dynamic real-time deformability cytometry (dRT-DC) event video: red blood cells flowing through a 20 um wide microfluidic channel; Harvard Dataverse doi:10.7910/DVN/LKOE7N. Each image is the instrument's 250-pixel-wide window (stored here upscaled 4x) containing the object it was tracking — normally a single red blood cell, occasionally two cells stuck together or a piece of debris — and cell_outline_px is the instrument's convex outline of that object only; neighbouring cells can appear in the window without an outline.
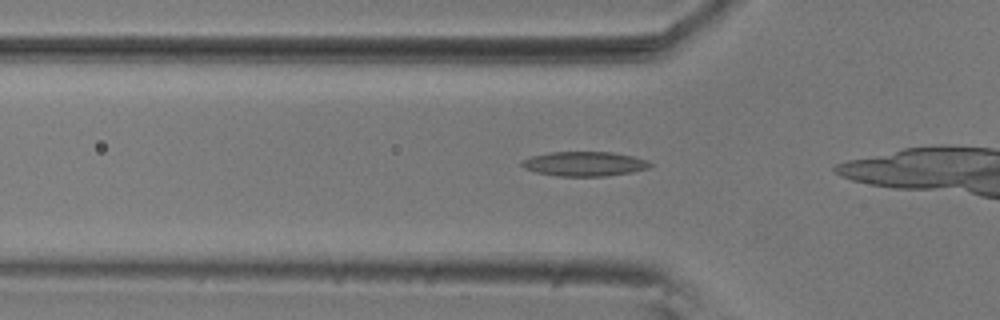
{"species": "common noctule bat (a hibernating species)", "species_latin": "Nyctalus noctula", "temperature_condition": "room temperature", "stored_images_in_passage": 28, "camera_frame_rate_fps": 3000, "um_per_image_px": 0.085, "animal": {"sex": "male", "body_mass_g": 20.5, "forearm_length_mm": 52.5}, "frame": {"image": 1, "passage_image": 9, "time_ms": 2.667, "image_size_px": [1000, 320], "cell_outline_px": [[652, 164], [648, 168], [632, 172], [604, 176], [560, 176], [536, 172], [524, 168], [520, 164], [520, 160], [532, 156], [548, 152], [612, 152], [632, 156], [648, 160]], "centroid_in_image_um": [49.65, 13.92], "position_along_channel_um": 76.1, "area_um2": 18.32}}
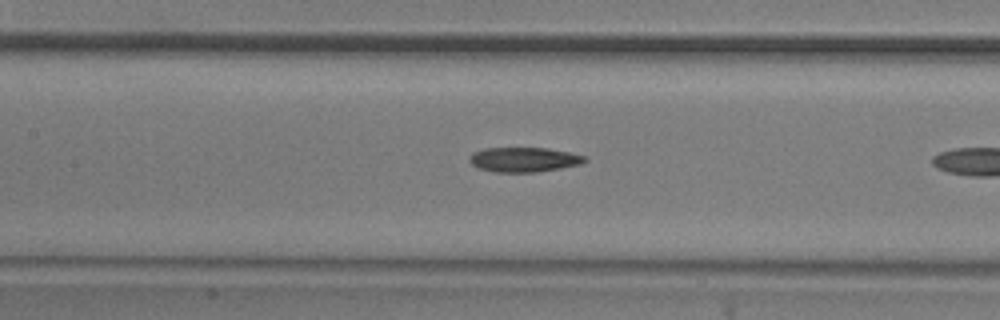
{"frame": {"image": 2, "passage_image": 16, "time_ms": 5.0, "image_size_px": [1000, 320], "cell_outline_px": [[588, 160], [580, 164], [560, 168], [536, 172], [496, 172], [476, 168], [468, 160], [468, 156], [472, 152], [484, 148], [548, 148], [568, 152], [584, 156]], "centroid_in_image_um": [44.47, 13.56], "position_along_channel_um": 162.9, "area_um2": 16.65}}
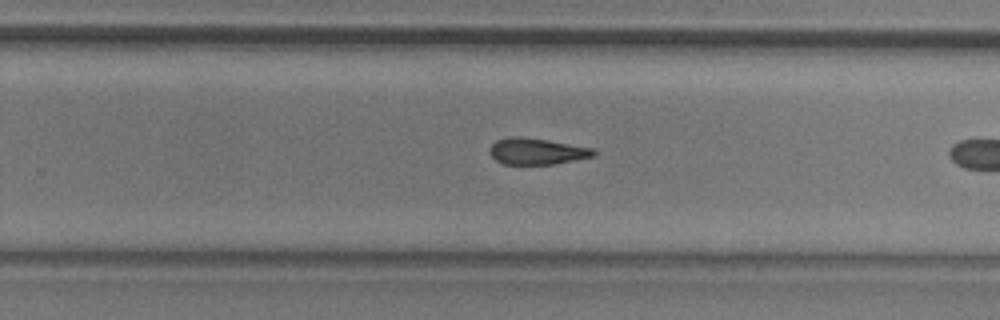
{"frame": {"image": 3, "passage_image": 26, "time_ms": 8.333, "image_size_px": [1000, 320], "cell_outline_px": [[596, 156], [552, 164], [504, 164], [496, 160], [488, 152], [488, 148], [496, 140], [508, 136], [520, 136], [548, 140], [592, 148], [596, 152]], "centroid_in_image_um": [45.59, 12.85], "position_along_channel_um": 284.2, "area_um2": 16.01}}